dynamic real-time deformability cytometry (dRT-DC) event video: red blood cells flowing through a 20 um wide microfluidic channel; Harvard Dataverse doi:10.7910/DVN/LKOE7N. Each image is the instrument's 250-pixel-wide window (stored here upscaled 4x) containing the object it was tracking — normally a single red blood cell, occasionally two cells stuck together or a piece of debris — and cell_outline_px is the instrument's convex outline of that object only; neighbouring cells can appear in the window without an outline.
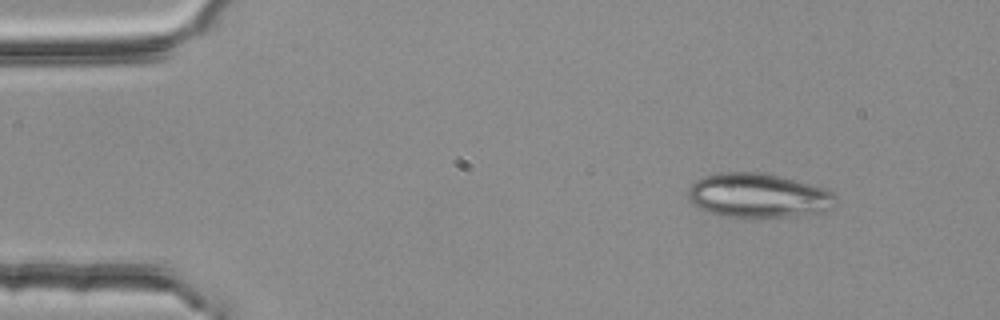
{"species": "common noctule bat (a hibernating species)", "species_latin": "Nyctalus noctula", "temperature_condition": "room temperature", "stored_images_in_passage": 3, "camera_frame_rate_fps": 3000, "um_per_image_px": 0.085, "animal": {"sex": "female", "body_mass_g": 25.1}, "frame": {"image": 1, "passage_image": 1, "time_ms": 0.0, "image_size_px": [1000, 320], "cell_outline_px": [[840, 200], [832, 208], [824, 212], [760, 220], [720, 216], [708, 212], [692, 204], [688, 196], [688, 188], [696, 180], [704, 176], [720, 172], [760, 172], [824, 188], [832, 192]], "centroid_in_image_um": [64.45, 16.67], "position_along_channel_um": 20.5, "area_um2": 38.9}}